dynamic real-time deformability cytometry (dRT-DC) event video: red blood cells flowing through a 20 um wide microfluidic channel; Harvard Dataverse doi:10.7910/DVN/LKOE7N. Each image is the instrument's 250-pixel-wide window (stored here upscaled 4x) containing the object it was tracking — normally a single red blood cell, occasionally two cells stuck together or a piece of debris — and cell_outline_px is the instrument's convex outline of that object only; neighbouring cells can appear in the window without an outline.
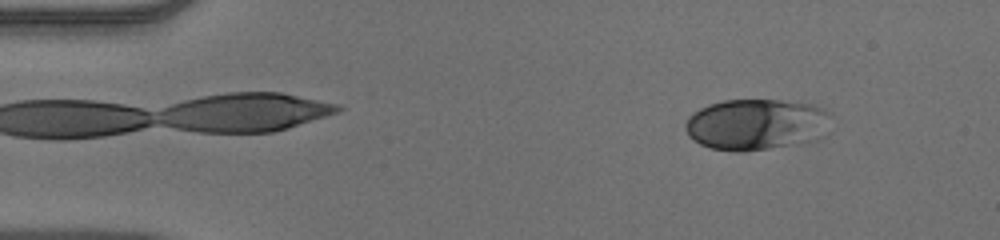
{"species": "human", "species_latin": "Homo sapiens", "temperature_condition": "warm", "stored_images_in_passage": 52, "camera_frame_rate_fps": 3000, "um_per_image_px": 0.085, "donor": {"sex": "male"}, "frame": {"image": 1, "passage_image": 6, "time_ms": 1.667, "image_size_px": [1000, 240], "cell_outline_px": [[828, 112], [824, 136], [820, 140], [744, 152], [732, 152], [712, 148], [700, 144], [688, 136], [684, 124], [688, 116], [700, 108], [708, 104], [724, 100], [780, 100], [808, 104], [824, 108]], "centroid_in_image_um": [64.24, 10.59], "position_along_channel_um": 20.8, "area_um2": 43.52}}
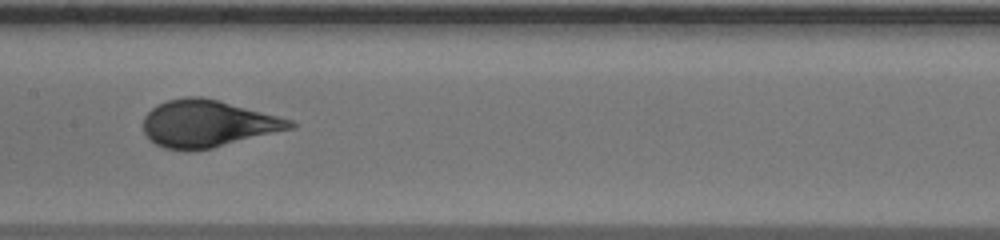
{"frame": {"image": 2, "passage_image": 26, "time_ms": 8.333, "image_size_px": [1000, 240], "cell_outline_px": [[296, 124], [292, 128], [212, 148], [164, 148], [156, 144], [144, 132], [144, 116], [156, 104], [168, 100], [184, 96], [200, 96], [220, 100], [292, 120]], "centroid_in_image_um": [17.64, 10.47], "position_along_channel_um": 189.8, "area_um2": 39.42}}
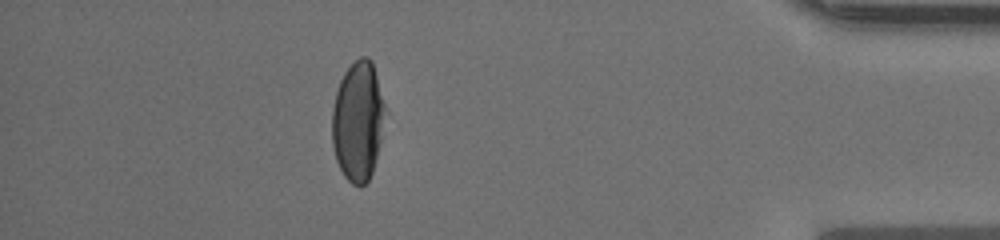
{"frame": {"image": 3, "passage_image": 46, "time_ms": 15.0, "image_size_px": [1000, 240], "cell_outline_px": [[384, 108], [380, 140], [372, 172], [368, 180], [360, 188], [352, 184], [344, 176], [336, 160], [332, 144], [332, 108], [336, 92], [340, 80], [344, 72], [360, 56], [368, 56], [372, 60], [384, 104]], "centroid_in_image_um": [30.39, 10.29], "position_along_channel_um": 404.8, "area_um2": 36.59}, "authors_computed_cell_mechanics": {"area_um2": 40.2866, "velocity_mm_per_s": 3.8949, "shape_relaxation_time_tau1_ms": 5.831, "shape_relaxation_time_tau2_ms": null, "deformation_change_tau1": 0.2374, "deformation_change_tau2": null}}